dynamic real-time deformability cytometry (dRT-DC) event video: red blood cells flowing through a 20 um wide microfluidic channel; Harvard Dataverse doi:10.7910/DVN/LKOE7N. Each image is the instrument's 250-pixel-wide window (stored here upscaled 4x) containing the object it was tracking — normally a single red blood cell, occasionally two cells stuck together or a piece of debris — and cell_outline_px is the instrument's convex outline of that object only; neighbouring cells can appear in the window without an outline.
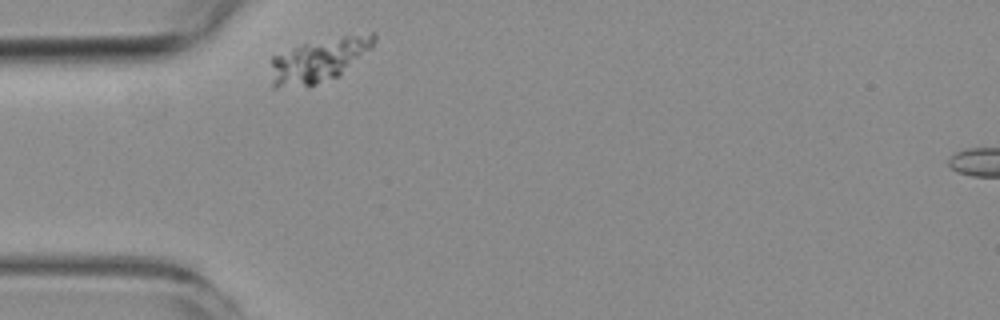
{"species": "common noctule bat (a hibernating species)", "species_latin": "Nyctalus noctula", "temperature_condition": "room temperature", "stored_images_in_passage": 2, "camera_frame_rate_fps": 3000, "um_per_image_px": 0.085, "animal": {"sex": "female", "body_mass_g": 19.3, "forearm_length_mm": 54.1}, "frame": {"image": 1, "passage_image": 1, "time_ms": 0.0, "image_size_px": [1000, 320], "cell_outline_px": [[376, 40], [372, 48], [340, 76], [316, 84], [276, 88], [272, 88], [272, 56], [304, 44], [344, 36], [372, 32], [376, 32]], "centroid_in_image_um": [27.16, 5.12], "position_along_channel_um": 57.8, "area_um2": 25.95}}